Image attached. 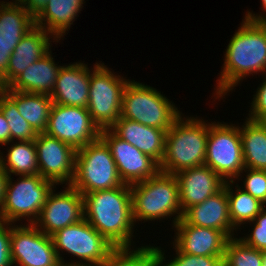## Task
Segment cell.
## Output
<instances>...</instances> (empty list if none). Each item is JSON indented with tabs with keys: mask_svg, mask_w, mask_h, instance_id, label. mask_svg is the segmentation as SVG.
<instances>
[{
	"mask_svg": "<svg viewBox=\"0 0 266 266\" xmlns=\"http://www.w3.org/2000/svg\"><path fill=\"white\" fill-rule=\"evenodd\" d=\"M224 58L213 93L218 100L229 95L246 76L266 73V21L243 18L225 49Z\"/></svg>",
	"mask_w": 266,
	"mask_h": 266,
	"instance_id": "1",
	"label": "cell"
},
{
	"mask_svg": "<svg viewBox=\"0 0 266 266\" xmlns=\"http://www.w3.org/2000/svg\"><path fill=\"white\" fill-rule=\"evenodd\" d=\"M82 196L84 219L115 248H132L135 224L130 185Z\"/></svg>",
	"mask_w": 266,
	"mask_h": 266,
	"instance_id": "2",
	"label": "cell"
},
{
	"mask_svg": "<svg viewBox=\"0 0 266 266\" xmlns=\"http://www.w3.org/2000/svg\"><path fill=\"white\" fill-rule=\"evenodd\" d=\"M199 117L180 115L166 132L164 157L160 171L167 174L204 165L209 122Z\"/></svg>",
	"mask_w": 266,
	"mask_h": 266,
	"instance_id": "3",
	"label": "cell"
},
{
	"mask_svg": "<svg viewBox=\"0 0 266 266\" xmlns=\"http://www.w3.org/2000/svg\"><path fill=\"white\" fill-rule=\"evenodd\" d=\"M132 217L137 221L149 222L170 219L172 226L183 217L179 200L178 179L173 174L159 171L149 179L130 185ZM174 219V220H173Z\"/></svg>",
	"mask_w": 266,
	"mask_h": 266,
	"instance_id": "4",
	"label": "cell"
},
{
	"mask_svg": "<svg viewBox=\"0 0 266 266\" xmlns=\"http://www.w3.org/2000/svg\"><path fill=\"white\" fill-rule=\"evenodd\" d=\"M157 89L130 80L123 91L120 117L168 131L182 114Z\"/></svg>",
	"mask_w": 266,
	"mask_h": 266,
	"instance_id": "5",
	"label": "cell"
},
{
	"mask_svg": "<svg viewBox=\"0 0 266 266\" xmlns=\"http://www.w3.org/2000/svg\"><path fill=\"white\" fill-rule=\"evenodd\" d=\"M123 184L111 151L101 138L76 150L75 175L70 185L82 195Z\"/></svg>",
	"mask_w": 266,
	"mask_h": 266,
	"instance_id": "6",
	"label": "cell"
},
{
	"mask_svg": "<svg viewBox=\"0 0 266 266\" xmlns=\"http://www.w3.org/2000/svg\"><path fill=\"white\" fill-rule=\"evenodd\" d=\"M54 248L61 264L72 266H100L115 249L113 245L97 232L84 218L54 233ZM79 259L65 263L61 252ZM76 261V262H75Z\"/></svg>",
	"mask_w": 266,
	"mask_h": 266,
	"instance_id": "7",
	"label": "cell"
},
{
	"mask_svg": "<svg viewBox=\"0 0 266 266\" xmlns=\"http://www.w3.org/2000/svg\"><path fill=\"white\" fill-rule=\"evenodd\" d=\"M12 178L8 177L0 221L14 224L24 219L33 224L56 184L40 174L21 175L17 181Z\"/></svg>",
	"mask_w": 266,
	"mask_h": 266,
	"instance_id": "8",
	"label": "cell"
},
{
	"mask_svg": "<svg viewBox=\"0 0 266 266\" xmlns=\"http://www.w3.org/2000/svg\"><path fill=\"white\" fill-rule=\"evenodd\" d=\"M129 81L104 63L90 73L87 110L100 130L109 129L120 118L123 91Z\"/></svg>",
	"mask_w": 266,
	"mask_h": 266,
	"instance_id": "9",
	"label": "cell"
},
{
	"mask_svg": "<svg viewBox=\"0 0 266 266\" xmlns=\"http://www.w3.org/2000/svg\"><path fill=\"white\" fill-rule=\"evenodd\" d=\"M205 165L225 182L236 181L245 168L239 125L209 122Z\"/></svg>",
	"mask_w": 266,
	"mask_h": 266,
	"instance_id": "10",
	"label": "cell"
},
{
	"mask_svg": "<svg viewBox=\"0 0 266 266\" xmlns=\"http://www.w3.org/2000/svg\"><path fill=\"white\" fill-rule=\"evenodd\" d=\"M100 132L87 108L52 104L47 135L78 150L99 139Z\"/></svg>",
	"mask_w": 266,
	"mask_h": 266,
	"instance_id": "11",
	"label": "cell"
},
{
	"mask_svg": "<svg viewBox=\"0 0 266 266\" xmlns=\"http://www.w3.org/2000/svg\"><path fill=\"white\" fill-rule=\"evenodd\" d=\"M26 224H11L13 266H59L61 263L52 237L40 231L34 224Z\"/></svg>",
	"mask_w": 266,
	"mask_h": 266,
	"instance_id": "12",
	"label": "cell"
},
{
	"mask_svg": "<svg viewBox=\"0 0 266 266\" xmlns=\"http://www.w3.org/2000/svg\"><path fill=\"white\" fill-rule=\"evenodd\" d=\"M34 143L39 174L58 186L70 185L75 175L76 150L46 133H38Z\"/></svg>",
	"mask_w": 266,
	"mask_h": 266,
	"instance_id": "13",
	"label": "cell"
},
{
	"mask_svg": "<svg viewBox=\"0 0 266 266\" xmlns=\"http://www.w3.org/2000/svg\"><path fill=\"white\" fill-rule=\"evenodd\" d=\"M56 193L50 192L42 210L33 223L40 231L52 236L57 231L77 223L84 218L83 196L71 185Z\"/></svg>",
	"mask_w": 266,
	"mask_h": 266,
	"instance_id": "14",
	"label": "cell"
},
{
	"mask_svg": "<svg viewBox=\"0 0 266 266\" xmlns=\"http://www.w3.org/2000/svg\"><path fill=\"white\" fill-rule=\"evenodd\" d=\"M100 138L109 147L124 184L145 181L160 171L159 164L154 159L120 139L110 129H102Z\"/></svg>",
	"mask_w": 266,
	"mask_h": 266,
	"instance_id": "15",
	"label": "cell"
},
{
	"mask_svg": "<svg viewBox=\"0 0 266 266\" xmlns=\"http://www.w3.org/2000/svg\"><path fill=\"white\" fill-rule=\"evenodd\" d=\"M35 19L17 2H0V89L6 87L9 58Z\"/></svg>",
	"mask_w": 266,
	"mask_h": 266,
	"instance_id": "16",
	"label": "cell"
},
{
	"mask_svg": "<svg viewBox=\"0 0 266 266\" xmlns=\"http://www.w3.org/2000/svg\"><path fill=\"white\" fill-rule=\"evenodd\" d=\"M173 244L183 253L224 256L228 237L220 230L188 224L181 218L173 227Z\"/></svg>",
	"mask_w": 266,
	"mask_h": 266,
	"instance_id": "17",
	"label": "cell"
},
{
	"mask_svg": "<svg viewBox=\"0 0 266 266\" xmlns=\"http://www.w3.org/2000/svg\"><path fill=\"white\" fill-rule=\"evenodd\" d=\"M101 62H96L92 69L81 61L63 65L57 76L55 87L50 95L53 103L65 106H88L90 73Z\"/></svg>",
	"mask_w": 266,
	"mask_h": 266,
	"instance_id": "18",
	"label": "cell"
},
{
	"mask_svg": "<svg viewBox=\"0 0 266 266\" xmlns=\"http://www.w3.org/2000/svg\"><path fill=\"white\" fill-rule=\"evenodd\" d=\"M179 185V200L184 213L219 192L225 181L207 165L182 170L175 174Z\"/></svg>",
	"mask_w": 266,
	"mask_h": 266,
	"instance_id": "19",
	"label": "cell"
},
{
	"mask_svg": "<svg viewBox=\"0 0 266 266\" xmlns=\"http://www.w3.org/2000/svg\"><path fill=\"white\" fill-rule=\"evenodd\" d=\"M182 218L191 225L220 230L228 238L236 236L229 214L226 182L219 192L188 208Z\"/></svg>",
	"mask_w": 266,
	"mask_h": 266,
	"instance_id": "20",
	"label": "cell"
},
{
	"mask_svg": "<svg viewBox=\"0 0 266 266\" xmlns=\"http://www.w3.org/2000/svg\"><path fill=\"white\" fill-rule=\"evenodd\" d=\"M52 42L58 43L59 41L39 26L35 25L31 28L16 45L9 58L6 87L29 65L48 54L53 47Z\"/></svg>",
	"mask_w": 266,
	"mask_h": 266,
	"instance_id": "21",
	"label": "cell"
},
{
	"mask_svg": "<svg viewBox=\"0 0 266 266\" xmlns=\"http://www.w3.org/2000/svg\"><path fill=\"white\" fill-rule=\"evenodd\" d=\"M109 129L160 165L165 152L166 130L146 126L123 117H120Z\"/></svg>",
	"mask_w": 266,
	"mask_h": 266,
	"instance_id": "22",
	"label": "cell"
},
{
	"mask_svg": "<svg viewBox=\"0 0 266 266\" xmlns=\"http://www.w3.org/2000/svg\"><path fill=\"white\" fill-rule=\"evenodd\" d=\"M52 51L29 65L8 86L9 90L50 96L62 66L55 63Z\"/></svg>",
	"mask_w": 266,
	"mask_h": 266,
	"instance_id": "23",
	"label": "cell"
},
{
	"mask_svg": "<svg viewBox=\"0 0 266 266\" xmlns=\"http://www.w3.org/2000/svg\"><path fill=\"white\" fill-rule=\"evenodd\" d=\"M85 0H47L42 12L35 18V25L53 35L58 41L66 36V31L84 8ZM69 29V30H68Z\"/></svg>",
	"mask_w": 266,
	"mask_h": 266,
	"instance_id": "24",
	"label": "cell"
},
{
	"mask_svg": "<svg viewBox=\"0 0 266 266\" xmlns=\"http://www.w3.org/2000/svg\"><path fill=\"white\" fill-rule=\"evenodd\" d=\"M2 90L16 103L20 115L30 124L34 131L45 133L48 127L53 101L48 95Z\"/></svg>",
	"mask_w": 266,
	"mask_h": 266,
	"instance_id": "25",
	"label": "cell"
},
{
	"mask_svg": "<svg viewBox=\"0 0 266 266\" xmlns=\"http://www.w3.org/2000/svg\"><path fill=\"white\" fill-rule=\"evenodd\" d=\"M243 124L239 130L245 168L266 171V126L248 118Z\"/></svg>",
	"mask_w": 266,
	"mask_h": 266,
	"instance_id": "26",
	"label": "cell"
},
{
	"mask_svg": "<svg viewBox=\"0 0 266 266\" xmlns=\"http://www.w3.org/2000/svg\"><path fill=\"white\" fill-rule=\"evenodd\" d=\"M5 145H10V148L8 147L6 156H2L4 154L0 151V163L9 176L12 174L15 176L39 174L34 140L16 141L15 143L11 141Z\"/></svg>",
	"mask_w": 266,
	"mask_h": 266,
	"instance_id": "27",
	"label": "cell"
},
{
	"mask_svg": "<svg viewBox=\"0 0 266 266\" xmlns=\"http://www.w3.org/2000/svg\"><path fill=\"white\" fill-rule=\"evenodd\" d=\"M233 184L236 185V190L232 189ZM226 193L231 223L235 231L242 229L241 225L244 228L245 223L252 222L265 208L262 202L245 192L241 185L235 184V181H226Z\"/></svg>",
	"mask_w": 266,
	"mask_h": 266,
	"instance_id": "28",
	"label": "cell"
},
{
	"mask_svg": "<svg viewBox=\"0 0 266 266\" xmlns=\"http://www.w3.org/2000/svg\"><path fill=\"white\" fill-rule=\"evenodd\" d=\"M100 266H159L157 247L115 248Z\"/></svg>",
	"mask_w": 266,
	"mask_h": 266,
	"instance_id": "29",
	"label": "cell"
},
{
	"mask_svg": "<svg viewBox=\"0 0 266 266\" xmlns=\"http://www.w3.org/2000/svg\"><path fill=\"white\" fill-rule=\"evenodd\" d=\"M0 110L9 124L11 141H33L37 133L30 124L20 115L16 103L0 89Z\"/></svg>",
	"mask_w": 266,
	"mask_h": 266,
	"instance_id": "30",
	"label": "cell"
},
{
	"mask_svg": "<svg viewBox=\"0 0 266 266\" xmlns=\"http://www.w3.org/2000/svg\"><path fill=\"white\" fill-rule=\"evenodd\" d=\"M224 266H262V251L246 245L238 237L229 238L223 257Z\"/></svg>",
	"mask_w": 266,
	"mask_h": 266,
	"instance_id": "31",
	"label": "cell"
},
{
	"mask_svg": "<svg viewBox=\"0 0 266 266\" xmlns=\"http://www.w3.org/2000/svg\"><path fill=\"white\" fill-rule=\"evenodd\" d=\"M175 257L166 261L165 250H161V247L157 246L159 253V266H224V256H196L192 254H186L181 252L174 244Z\"/></svg>",
	"mask_w": 266,
	"mask_h": 266,
	"instance_id": "32",
	"label": "cell"
},
{
	"mask_svg": "<svg viewBox=\"0 0 266 266\" xmlns=\"http://www.w3.org/2000/svg\"><path fill=\"white\" fill-rule=\"evenodd\" d=\"M241 173L246 176L243 179L242 189L266 206V171L244 168L240 172L239 177L241 178H237L238 181L242 180L243 175Z\"/></svg>",
	"mask_w": 266,
	"mask_h": 266,
	"instance_id": "33",
	"label": "cell"
},
{
	"mask_svg": "<svg viewBox=\"0 0 266 266\" xmlns=\"http://www.w3.org/2000/svg\"><path fill=\"white\" fill-rule=\"evenodd\" d=\"M247 224L253 228L250 234L239 237L246 245L254 247L260 251L266 250V207L255 217L252 222Z\"/></svg>",
	"mask_w": 266,
	"mask_h": 266,
	"instance_id": "34",
	"label": "cell"
},
{
	"mask_svg": "<svg viewBox=\"0 0 266 266\" xmlns=\"http://www.w3.org/2000/svg\"><path fill=\"white\" fill-rule=\"evenodd\" d=\"M263 77V82L260 83L256 93L253 95L250 110L246 117L256 122H263L266 119V73L262 75Z\"/></svg>",
	"mask_w": 266,
	"mask_h": 266,
	"instance_id": "35",
	"label": "cell"
},
{
	"mask_svg": "<svg viewBox=\"0 0 266 266\" xmlns=\"http://www.w3.org/2000/svg\"><path fill=\"white\" fill-rule=\"evenodd\" d=\"M11 223L0 221V266H13L11 261Z\"/></svg>",
	"mask_w": 266,
	"mask_h": 266,
	"instance_id": "36",
	"label": "cell"
},
{
	"mask_svg": "<svg viewBox=\"0 0 266 266\" xmlns=\"http://www.w3.org/2000/svg\"><path fill=\"white\" fill-rule=\"evenodd\" d=\"M34 19L42 12L47 0H18L17 1Z\"/></svg>",
	"mask_w": 266,
	"mask_h": 266,
	"instance_id": "37",
	"label": "cell"
},
{
	"mask_svg": "<svg viewBox=\"0 0 266 266\" xmlns=\"http://www.w3.org/2000/svg\"><path fill=\"white\" fill-rule=\"evenodd\" d=\"M10 142H11L10 127L5 119L4 114L0 110V145L5 146V144Z\"/></svg>",
	"mask_w": 266,
	"mask_h": 266,
	"instance_id": "38",
	"label": "cell"
},
{
	"mask_svg": "<svg viewBox=\"0 0 266 266\" xmlns=\"http://www.w3.org/2000/svg\"><path fill=\"white\" fill-rule=\"evenodd\" d=\"M8 173L3 168L2 164L0 163V213L3 207V202L5 200V193H6V185L8 181Z\"/></svg>",
	"mask_w": 266,
	"mask_h": 266,
	"instance_id": "39",
	"label": "cell"
},
{
	"mask_svg": "<svg viewBox=\"0 0 266 266\" xmlns=\"http://www.w3.org/2000/svg\"><path fill=\"white\" fill-rule=\"evenodd\" d=\"M261 4H262V11L263 12H259L260 14H254L253 11L251 12L250 10H247V13L245 14L244 18L251 20V21H266V0H261ZM263 13V14H262ZM265 14V15H264Z\"/></svg>",
	"mask_w": 266,
	"mask_h": 266,
	"instance_id": "40",
	"label": "cell"
},
{
	"mask_svg": "<svg viewBox=\"0 0 266 266\" xmlns=\"http://www.w3.org/2000/svg\"><path fill=\"white\" fill-rule=\"evenodd\" d=\"M262 266H266V250L262 251Z\"/></svg>",
	"mask_w": 266,
	"mask_h": 266,
	"instance_id": "41",
	"label": "cell"
},
{
	"mask_svg": "<svg viewBox=\"0 0 266 266\" xmlns=\"http://www.w3.org/2000/svg\"><path fill=\"white\" fill-rule=\"evenodd\" d=\"M59 266H72V265H65V264H60Z\"/></svg>",
	"mask_w": 266,
	"mask_h": 266,
	"instance_id": "42",
	"label": "cell"
}]
</instances>
